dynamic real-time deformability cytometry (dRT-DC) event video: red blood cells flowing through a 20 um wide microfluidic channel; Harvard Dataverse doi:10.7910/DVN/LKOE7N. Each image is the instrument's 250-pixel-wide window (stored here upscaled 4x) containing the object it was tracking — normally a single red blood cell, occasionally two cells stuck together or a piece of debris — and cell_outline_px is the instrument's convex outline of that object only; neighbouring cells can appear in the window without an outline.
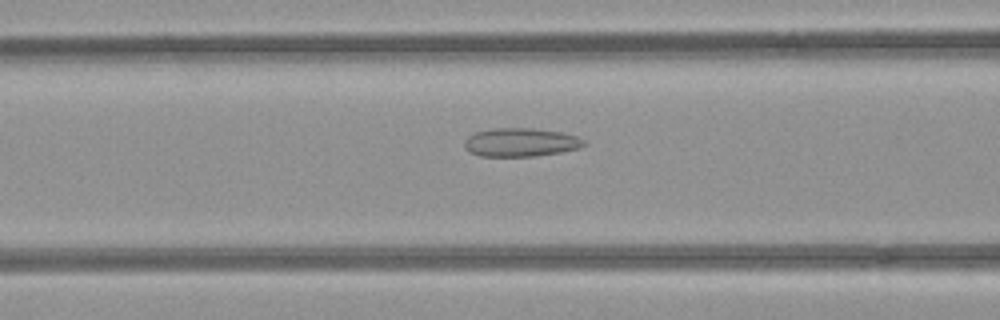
{"species": "common noctule bat (a hibernating species)", "species_latin": "Nyctalus noctula", "temperature_condition": "room temperature", "stored_images_in_passage": 23, "camera_frame_rate_fps": 3000, "um_per_image_px": 0.085, "animal": {"sex": "female", "body_mass_g": 21.9}, "frame": {"image": 1, "passage_image": 12, "time_ms": 3.667, "image_size_px": [1000, 320], "cell_outline_px": [[588, 144], [580, 148], [560, 152], [536, 156], [480, 156], [468, 152], [464, 148], [464, 144], [468, 136], [476, 132], [492, 128], [532, 128], [560, 132], [576, 136], [584, 140]], "centroid_in_image_um": [44.25, 12.1], "position_along_channel_um": 122.3, "area_um2": 19.94}}
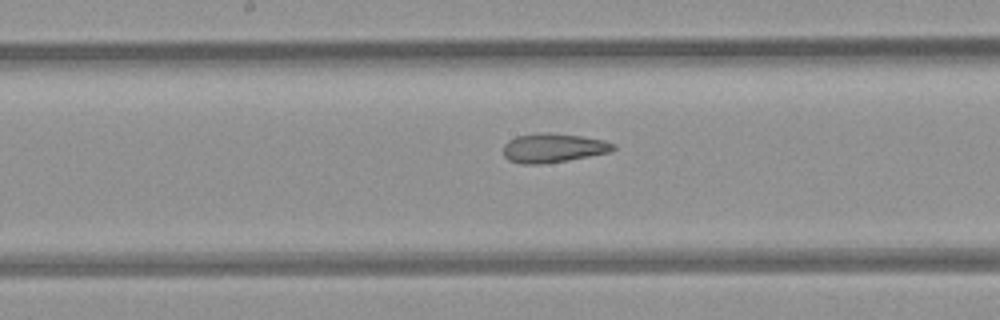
{"frame": {"image": 2, "passage_image": 18, "time_ms": 5.667, "image_size_px": [1000, 320], "cell_outline_px": [[616, 148], [608, 152], [568, 160], [540, 164], [520, 164], [508, 160], [504, 156], [504, 144], [508, 140], [516, 136], [540, 132], [548, 132], [584, 136], [604, 140], [616, 144]], "centroid_in_image_um": [47.0, 12.56], "position_along_channel_um": 201.2, "area_um2": 18.79}}
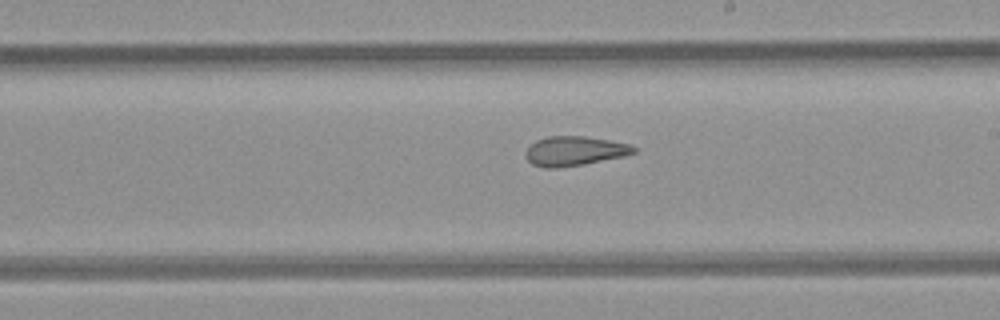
{"frame": {"image": 3, "passage_image": 21, "time_ms": 6.667, "image_size_px": [1000, 320], "cell_outline_px": [[636, 152], [624, 156], [584, 164], [556, 168], [544, 168], [532, 164], [528, 160], [524, 152], [536, 140], [548, 136], [584, 136], [608, 140], [628, 144], [636, 148]], "centroid_in_image_um": [48.81, 12.84], "position_along_channel_um": 240.2, "area_um2": 18.44}}